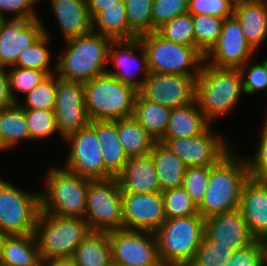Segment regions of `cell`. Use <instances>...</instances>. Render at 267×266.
<instances>
[{"instance_id": "cell-54", "label": "cell", "mask_w": 267, "mask_h": 266, "mask_svg": "<svg viewBox=\"0 0 267 266\" xmlns=\"http://www.w3.org/2000/svg\"><path fill=\"white\" fill-rule=\"evenodd\" d=\"M234 4L241 3V2H253L257 0H231Z\"/></svg>"}, {"instance_id": "cell-53", "label": "cell", "mask_w": 267, "mask_h": 266, "mask_svg": "<svg viewBox=\"0 0 267 266\" xmlns=\"http://www.w3.org/2000/svg\"><path fill=\"white\" fill-rule=\"evenodd\" d=\"M7 236H8V234L6 232L0 230V256L2 253L4 241H5Z\"/></svg>"}, {"instance_id": "cell-27", "label": "cell", "mask_w": 267, "mask_h": 266, "mask_svg": "<svg viewBox=\"0 0 267 266\" xmlns=\"http://www.w3.org/2000/svg\"><path fill=\"white\" fill-rule=\"evenodd\" d=\"M41 262L35 234L6 237L0 256V266H39Z\"/></svg>"}, {"instance_id": "cell-31", "label": "cell", "mask_w": 267, "mask_h": 266, "mask_svg": "<svg viewBox=\"0 0 267 266\" xmlns=\"http://www.w3.org/2000/svg\"><path fill=\"white\" fill-rule=\"evenodd\" d=\"M172 109L157 104L137 94L133 117L152 136L159 141L165 134Z\"/></svg>"}, {"instance_id": "cell-29", "label": "cell", "mask_w": 267, "mask_h": 266, "mask_svg": "<svg viewBox=\"0 0 267 266\" xmlns=\"http://www.w3.org/2000/svg\"><path fill=\"white\" fill-rule=\"evenodd\" d=\"M72 257L77 266H113L108 232L91 231Z\"/></svg>"}, {"instance_id": "cell-48", "label": "cell", "mask_w": 267, "mask_h": 266, "mask_svg": "<svg viewBox=\"0 0 267 266\" xmlns=\"http://www.w3.org/2000/svg\"><path fill=\"white\" fill-rule=\"evenodd\" d=\"M263 127L258 150L252 159L247 158L246 161L251 178L267 181V119Z\"/></svg>"}, {"instance_id": "cell-37", "label": "cell", "mask_w": 267, "mask_h": 266, "mask_svg": "<svg viewBox=\"0 0 267 266\" xmlns=\"http://www.w3.org/2000/svg\"><path fill=\"white\" fill-rule=\"evenodd\" d=\"M156 32L169 41L195 47L193 15L189 13L165 22Z\"/></svg>"}, {"instance_id": "cell-14", "label": "cell", "mask_w": 267, "mask_h": 266, "mask_svg": "<svg viewBox=\"0 0 267 266\" xmlns=\"http://www.w3.org/2000/svg\"><path fill=\"white\" fill-rule=\"evenodd\" d=\"M54 114L59 134L64 139L90 125L83 82L68 81L57 76Z\"/></svg>"}, {"instance_id": "cell-21", "label": "cell", "mask_w": 267, "mask_h": 266, "mask_svg": "<svg viewBox=\"0 0 267 266\" xmlns=\"http://www.w3.org/2000/svg\"><path fill=\"white\" fill-rule=\"evenodd\" d=\"M239 210L254 238L266 241L267 181L248 178L243 186Z\"/></svg>"}, {"instance_id": "cell-12", "label": "cell", "mask_w": 267, "mask_h": 266, "mask_svg": "<svg viewBox=\"0 0 267 266\" xmlns=\"http://www.w3.org/2000/svg\"><path fill=\"white\" fill-rule=\"evenodd\" d=\"M64 140L70 142V151L64 168L90 180H105L113 176L105 169L102 147L96 132L85 127Z\"/></svg>"}, {"instance_id": "cell-40", "label": "cell", "mask_w": 267, "mask_h": 266, "mask_svg": "<svg viewBox=\"0 0 267 266\" xmlns=\"http://www.w3.org/2000/svg\"><path fill=\"white\" fill-rule=\"evenodd\" d=\"M162 193L166 219L188 217L198 214V206L184 188H172Z\"/></svg>"}, {"instance_id": "cell-4", "label": "cell", "mask_w": 267, "mask_h": 266, "mask_svg": "<svg viewBox=\"0 0 267 266\" xmlns=\"http://www.w3.org/2000/svg\"><path fill=\"white\" fill-rule=\"evenodd\" d=\"M138 90L105 73L84 82V100L91 121L133 116Z\"/></svg>"}, {"instance_id": "cell-36", "label": "cell", "mask_w": 267, "mask_h": 266, "mask_svg": "<svg viewBox=\"0 0 267 266\" xmlns=\"http://www.w3.org/2000/svg\"><path fill=\"white\" fill-rule=\"evenodd\" d=\"M49 37V32L47 29H44V34L20 53L14 67L36 68L53 74L49 69L51 55L46 46L50 40Z\"/></svg>"}, {"instance_id": "cell-26", "label": "cell", "mask_w": 267, "mask_h": 266, "mask_svg": "<svg viewBox=\"0 0 267 266\" xmlns=\"http://www.w3.org/2000/svg\"><path fill=\"white\" fill-rule=\"evenodd\" d=\"M209 123L196 101L176 107L171 111L166 132L161 139L194 137L202 134L210 126Z\"/></svg>"}, {"instance_id": "cell-19", "label": "cell", "mask_w": 267, "mask_h": 266, "mask_svg": "<svg viewBox=\"0 0 267 266\" xmlns=\"http://www.w3.org/2000/svg\"><path fill=\"white\" fill-rule=\"evenodd\" d=\"M205 235L216 244L228 246L233 251L256 240L239 209L205 218Z\"/></svg>"}, {"instance_id": "cell-45", "label": "cell", "mask_w": 267, "mask_h": 266, "mask_svg": "<svg viewBox=\"0 0 267 266\" xmlns=\"http://www.w3.org/2000/svg\"><path fill=\"white\" fill-rule=\"evenodd\" d=\"M188 13V0H153V32L176 16Z\"/></svg>"}, {"instance_id": "cell-10", "label": "cell", "mask_w": 267, "mask_h": 266, "mask_svg": "<svg viewBox=\"0 0 267 266\" xmlns=\"http://www.w3.org/2000/svg\"><path fill=\"white\" fill-rule=\"evenodd\" d=\"M40 193H28L0 176V230L8 235L35 234Z\"/></svg>"}, {"instance_id": "cell-30", "label": "cell", "mask_w": 267, "mask_h": 266, "mask_svg": "<svg viewBox=\"0 0 267 266\" xmlns=\"http://www.w3.org/2000/svg\"><path fill=\"white\" fill-rule=\"evenodd\" d=\"M98 26V27H97ZM98 28V30H96ZM92 31L112 40H129L137 36L129 29L124 0L99 11L92 18Z\"/></svg>"}, {"instance_id": "cell-25", "label": "cell", "mask_w": 267, "mask_h": 266, "mask_svg": "<svg viewBox=\"0 0 267 266\" xmlns=\"http://www.w3.org/2000/svg\"><path fill=\"white\" fill-rule=\"evenodd\" d=\"M95 132L102 147L105 169L116 177L129 160L117 134L115 121H91L89 125Z\"/></svg>"}, {"instance_id": "cell-20", "label": "cell", "mask_w": 267, "mask_h": 266, "mask_svg": "<svg viewBox=\"0 0 267 266\" xmlns=\"http://www.w3.org/2000/svg\"><path fill=\"white\" fill-rule=\"evenodd\" d=\"M137 49L141 50L140 59L135 57V54H137L135 53ZM135 59H139L140 63L139 68L137 67L136 69H142L141 71H143V73L145 74L142 80L136 79L135 75L133 76L132 74V70H130L131 67L132 69H134L131 65H133ZM109 61L113 63V66L116 67L117 70L111 71L107 69V74L115 77L116 79L129 86H132L138 91L142 89L146 78L150 74V71L148 67L146 52L139 37L129 40H113L108 50V62Z\"/></svg>"}, {"instance_id": "cell-7", "label": "cell", "mask_w": 267, "mask_h": 266, "mask_svg": "<svg viewBox=\"0 0 267 266\" xmlns=\"http://www.w3.org/2000/svg\"><path fill=\"white\" fill-rule=\"evenodd\" d=\"M46 175V191L40 192L41 211L63 217H85L90 179L65 168H51Z\"/></svg>"}, {"instance_id": "cell-13", "label": "cell", "mask_w": 267, "mask_h": 266, "mask_svg": "<svg viewBox=\"0 0 267 266\" xmlns=\"http://www.w3.org/2000/svg\"><path fill=\"white\" fill-rule=\"evenodd\" d=\"M187 167L214 166L232 149L220 134L214 135L210 126L194 137L160 139Z\"/></svg>"}, {"instance_id": "cell-34", "label": "cell", "mask_w": 267, "mask_h": 266, "mask_svg": "<svg viewBox=\"0 0 267 266\" xmlns=\"http://www.w3.org/2000/svg\"><path fill=\"white\" fill-rule=\"evenodd\" d=\"M223 21L211 15H193L195 48L204 56L220 37Z\"/></svg>"}, {"instance_id": "cell-47", "label": "cell", "mask_w": 267, "mask_h": 266, "mask_svg": "<svg viewBox=\"0 0 267 266\" xmlns=\"http://www.w3.org/2000/svg\"><path fill=\"white\" fill-rule=\"evenodd\" d=\"M248 62L239 68L242 81L243 88L245 94H254L256 92H263L267 90V59L263 62L255 63L248 67ZM247 70V71H246ZM247 72V73H246ZM246 74V76H245Z\"/></svg>"}, {"instance_id": "cell-43", "label": "cell", "mask_w": 267, "mask_h": 266, "mask_svg": "<svg viewBox=\"0 0 267 266\" xmlns=\"http://www.w3.org/2000/svg\"><path fill=\"white\" fill-rule=\"evenodd\" d=\"M267 244L256 239L248 246L235 250L225 266H266Z\"/></svg>"}, {"instance_id": "cell-23", "label": "cell", "mask_w": 267, "mask_h": 266, "mask_svg": "<svg viewBox=\"0 0 267 266\" xmlns=\"http://www.w3.org/2000/svg\"><path fill=\"white\" fill-rule=\"evenodd\" d=\"M51 5L65 41L92 31L86 0H51Z\"/></svg>"}, {"instance_id": "cell-5", "label": "cell", "mask_w": 267, "mask_h": 266, "mask_svg": "<svg viewBox=\"0 0 267 266\" xmlns=\"http://www.w3.org/2000/svg\"><path fill=\"white\" fill-rule=\"evenodd\" d=\"M154 234L163 266H188L205 234V218L199 213L169 218Z\"/></svg>"}, {"instance_id": "cell-2", "label": "cell", "mask_w": 267, "mask_h": 266, "mask_svg": "<svg viewBox=\"0 0 267 266\" xmlns=\"http://www.w3.org/2000/svg\"><path fill=\"white\" fill-rule=\"evenodd\" d=\"M244 92L239 68L213 67L205 62L195 81V101L210 122L235 108Z\"/></svg>"}, {"instance_id": "cell-50", "label": "cell", "mask_w": 267, "mask_h": 266, "mask_svg": "<svg viewBox=\"0 0 267 266\" xmlns=\"http://www.w3.org/2000/svg\"><path fill=\"white\" fill-rule=\"evenodd\" d=\"M10 91V82L7 70L0 68V110H4L15 105Z\"/></svg>"}, {"instance_id": "cell-16", "label": "cell", "mask_w": 267, "mask_h": 266, "mask_svg": "<svg viewBox=\"0 0 267 266\" xmlns=\"http://www.w3.org/2000/svg\"><path fill=\"white\" fill-rule=\"evenodd\" d=\"M196 77L172 73H150L139 93L149 101L171 109L195 101Z\"/></svg>"}, {"instance_id": "cell-3", "label": "cell", "mask_w": 267, "mask_h": 266, "mask_svg": "<svg viewBox=\"0 0 267 266\" xmlns=\"http://www.w3.org/2000/svg\"><path fill=\"white\" fill-rule=\"evenodd\" d=\"M112 41L93 31L66 40L67 50L60 54L53 70L61 79L83 83L105 74Z\"/></svg>"}, {"instance_id": "cell-55", "label": "cell", "mask_w": 267, "mask_h": 266, "mask_svg": "<svg viewBox=\"0 0 267 266\" xmlns=\"http://www.w3.org/2000/svg\"><path fill=\"white\" fill-rule=\"evenodd\" d=\"M7 150L4 145L2 144L1 140H0V151H4Z\"/></svg>"}, {"instance_id": "cell-51", "label": "cell", "mask_w": 267, "mask_h": 266, "mask_svg": "<svg viewBox=\"0 0 267 266\" xmlns=\"http://www.w3.org/2000/svg\"><path fill=\"white\" fill-rule=\"evenodd\" d=\"M88 11L93 18L99 11L110 7L111 5H119V0H86Z\"/></svg>"}, {"instance_id": "cell-38", "label": "cell", "mask_w": 267, "mask_h": 266, "mask_svg": "<svg viewBox=\"0 0 267 266\" xmlns=\"http://www.w3.org/2000/svg\"><path fill=\"white\" fill-rule=\"evenodd\" d=\"M233 250L216 244L205 234L188 266H225L230 261Z\"/></svg>"}, {"instance_id": "cell-22", "label": "cell", "mask_w": 267, "mask_h": 266, "mask_svg": "<svg viewBox=\"0 0 267 266\" xmlns=\"http://www.w3.org/2000/svg\"><path fill=\"white\" fill-rule=\"evenodd\" d=\"M116 179L122 192L136 194L161 192L151 154L129 157Z\"/></svg>"}, {"instance_id": "cell-8", "label": "cell", "mask_w": 267, "mask_h": 266, "mask_svg": "<svg viewBox=\"0 0 267 266\" xmlns=\"http://www.w3.org/2000/svg\"><path fill=\"white\" fill-rule=\"evenodd\" d=\"M139 38L146 52L150 73L197 77L201 72L205 56L194 46L169 41L156 31Z\"/></svg>"}, {"instance_id": "cell-15", "label": "cell", "mask_w": 267, "mask_h": 266, "mask_svg": "<svg viewBox=\"0 0 267 266\" xmlns=\"http://www.w3.org/2000/svg\"><path fill=\"white\" fill-rule=\"evenodd\" d=\"M255 52L246 40L239 22L231 16L224 19L220 37L205 55V63L219 68H240L249 62Z\"/></svg>"}, {"instance_id": "cell-41", "label": "cell", "mask_w": 267, "mask_h": 266, "mask_svg": "<svg viewBox=\"0 0 267 266\" xmlns=\"http://www.w3.org/2000/svg\"><path fill=\"white\" fill-rule=\"evenodd\" d=\"M30 139L38 141L58 132L54 110L24 109Z\"/></svg>"}, {"instance_id": "cell-32", "label": "cell", "mask_w": 267, "mask_h": 266, "mask_svg": "<svg viewBox=\"0 0 267 266\" xmlns=\"http://www.w3.org/2000/svg\"><path fill=\"white\" fill-rule=\"evenodd\" d=\"M117 134L128 157L150 154L157 142L133 117L116 120Z\"/></svg>"}, {"instance_id": "cell-42", "label": "cell", "mask_w": 267, "mask_h": 266, "mask_svg": "<svg viewBox=\"0 0 267 266\" xmlns=\"http://www.w3.org/2000/svg\"><path fill=\"white\" fill-rule=\"evenodd\" d=\"M50 74L36 68H19L14 67L8 71L10 91L13 100L19 103L15 96V91L22 92L25 95L29 93L35 86L44 81ZM18 100V101H17Z\"/></svg>"}, {"instance_id": "cell-46", "label": "cell", "mask_w": 267, "mask_h": 266, "mask_svg": "<svg viewBox=\"0 0 267 266\" xmlns=\"http://www.w3.org/2000/svg\"><path fill=\"white\" fill-rule=\"evenodd\" d=\"M234 3L231 0H188L191 15H211L220 19L233 16Z\"/></svg>"}, {"instance_id": "cell-35", "label": "cell", "mask_w": 267, "mask_h": 266, "mask_svg": "<svg viewBox=\"0 0 267 266\" xmlns=\"http://www.w3.org/2000/svg\"><path fill=\"white\" fill-rule=\"evenodd\" d=\"M129 29L137 36L153 32V0H124Z\"/></svg>"}, {"instance_id": "cell-6", "label": "cell", "mask_w": 267, "mask_h": 266, "mask_svg": "<svg viewBox=\"0 0 267 266\" xmlns=\"http://www.w3.org/2000/svg\"><path fill=\"white\" fill-rule=\"evenodd\" d=\"M87 221L40 211L35 228L41 260L72 257L77 246L90 233Z\"/></svg>"}, {"instance_id": "cell-49", "label": "cell", "mask_w": 267, "mask_h": 266, "mask_svg": "<svg viewBox=\"0 0 267 266\" xmlns=\"http://www.w3.org/2000/svg\"><path fill=\"white\" fill-rule=\"evenodd\" d=\"M39 0H0V18L9 19L5 16L6 12L15 13L10 19H34L39 18L35 13L34 4ZM5 12V13H4Z\"/></svg>"}, {"instance_id": "cell-44", "label": "cell", "mask_w": 267, "mask_h": 266, "mask_svg": "<svg viewBox=\"0 0 267 266\" xmlns=\"http://www.w3.org/2000/svg\"><path fill=\"white\" fill-rule=\"evenodd\" d=\"M211 166L187 167L182 187L199 206L205 197Z\"/></svg>"}, {"instance_id": "cell-1", "label": "cell", "mask_w": 267, "mask_h": 266, "mask_svg": "<svg viewBox=\"0 0 267 266\" xmlns=\"http://www.w3.org/2000/svg\"><path fill=\"white\" fill-rule=\"evenodd\" d=\"M232 150L209 170L205 197L198 206L203 217L239 209L243 186L250 177L246 157Z\"/></svg>"}, {"instance_id": "cell-11", "label": "cell", "mask_w": 267, "mask_h": 266, "mask_svg": "<svg viewBox=\"0 0 267 266\" xmlns=\"http://www.w3.org/2000/svg\"><path fill=\"white\" fill-rule=\"evenodd\" d=\"M108 236L113 266H163L154 233L120 229Z\"/></svg>"}, {"instance_id": "cell-28", "label": "cell", "mask_w": 267, "mask_h": 266, "mask_svg": "<svg viewBox=\"0 0 267 266\" xmlns=\"http://www.w3.org/2000/svg\"><path fill=\"white\" fill-rule=\"evenodd\" d=\"M161 192L183 185L187 166L164 143L157 141L150 152Z\"/></svg>"}, {"instance_id": "cell-33", "label": "cell", "mask_w": 267, "mask_h": 266, "mask_svg": "<svg viewBox=\"0 0 267 266\" xmlns=\"http://www.w3.org/2000/svg\"><path fill=\"white\" fill-rule=\"evenodd\" d=\"M30 139L24 108L16 103L10 108L0 110V140L6 149L20 141Z\"/></svg>"}, {"instance_id": "cell-18", "label": "cell", "mask_w": 267, "mask_h": 266, "mask_svg": "<svg viewBox=\"0 0 267 266\" xmlns=\"http://www.w3.org/2000/svg\"><path fill=\"white\" fill-rule=\"evenodd\" d=\"M39 18L0 21V68L13 67L20 53L44 34Z\"/></svg>"}, {"instance_id": "cell-17", "label": "cell", "mask_w": 267, "mask_h": 266, "mask_svg": "<svg viewBox=\"0 0 267 266\" xmlns=\"http://www.w3.org/2000/svg\"><path fill=\"white\" fill-rule=\"evenodd\" d=\"M123 229L154 233L166 220L161 192H122Z\"/></svg>"}, {"instance_id": "cell-52", "label": "cell", "mask_w": 267, "mask_h": 266, "mask_svg": "<svg viewBox=\"0 0 267 266\" xmlns=\"http://www.w3.org/2000/svg\"><path fill=\"white\" fill-rule=\"evenodd\" d=\"M42 266H77L73 257L51 258L42 260Z\"/></svg>"}, {"instance_id": "cell-24", "label": "cell", "mask_w": 267, "mask_h": 266, "mask_svg": "<svg viewBox=\"0 0 267 266\" xmlns=\"http://www.w3.org/2000/svg\"><path fill=\"white\" fill-rule=\"evenodd\" d=\"M233 16L256 51L267 38V0L234 4Z\"/></svg>"}, {"instance_id": "cell-39", "label": "cell", "mask_w": 267, "mask_h": 266, "mask_svg": "<svg viewBox=\"0 0 267 266\" xmlns=\"http://www.w3.org/2000/svg\"><path fill=\"white\" fill-rule=\"evenodd\" d=\"M50 74L26 94L24 109L54 110L57 96V75Z\"/></svg>"}, {"instance_id": "cell-9", "label": "cell", "mask_w": 267, "mask_h": 266, "mask_svg": "<svg viewBox=\"0 0 267 266\" xmlns=\"http://www.w3.org/2000/svg\"><path fill=\"white\" fill-rule=\"evenodd\" d=\"M84 219L90 231L123 229L122 190L116 177L89 181Z\"/></svg>"}]
</instances>
